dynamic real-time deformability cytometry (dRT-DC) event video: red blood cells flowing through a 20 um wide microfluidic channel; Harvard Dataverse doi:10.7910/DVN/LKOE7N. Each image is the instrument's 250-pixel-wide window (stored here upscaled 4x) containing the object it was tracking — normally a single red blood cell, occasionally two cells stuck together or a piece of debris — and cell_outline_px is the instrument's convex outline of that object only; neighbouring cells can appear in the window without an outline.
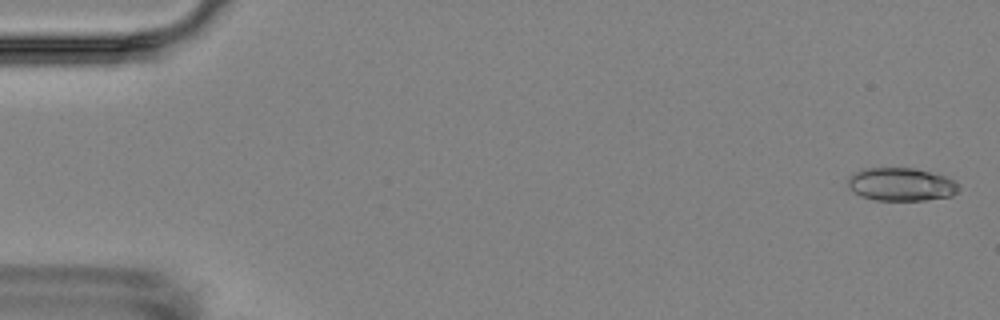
{"species": "Egyptian fruit bat (a non-hibernating species)", "species_latin": "Rousettus aegyptiacus", "temperature_condition": "room temperature", "stored_images_in_passage": 17, "camera_frame_rate_fps": 3000, "um_per_image_px": 0.085, "animal": {"sex": "female"}, "frame": {"image": 1, "passage_image": 1, "time_ms": 0.0, "image_size_px": [1000, 320], "cell_outline_px": [[960, 188], [952, 196], [924, 200], [876, 200], [860, 196], [848, 184], [848, 176], [860, 168], [916, 168], [944, 176], [952, 180]], "centroid_in_image_um": [76.57, 15.66], "position_along_channel_um": 8.4, "area_um2": 21.27}}
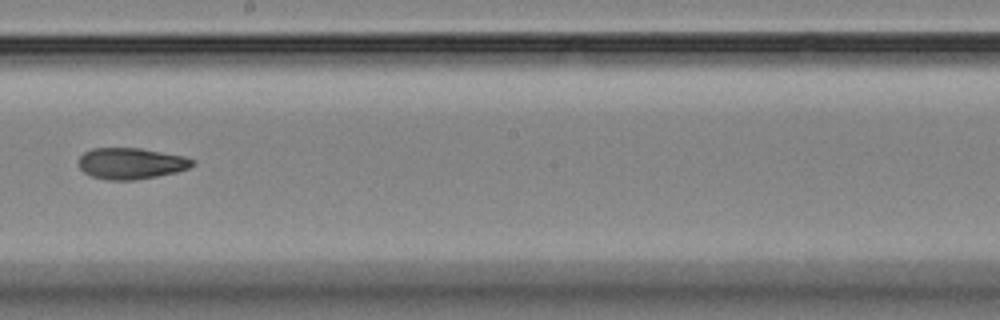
{"frame": {"image": 2, "passage_image": 10, "time_ms": 10.333, "image_size_px": [1000, 320], "cell_outline_px": [[196, 164], [188, 168], [176, 172], [156, 176], [132, 180], [108, 180], [92, 176], [84, 172], [80, 168], [80, 156], [84, 152], [92, 148], [140, 148], [184, 156], [196, 160]], "centroid_in_image_um": [11.16, 13.88], "position_along_channel_um": 237.0, "area_um2": 20.63}}
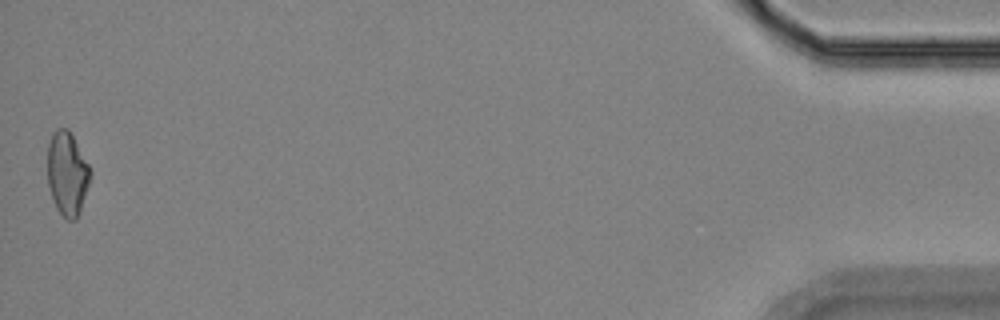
{"frame": {"image": 3, "passage_image": 17, "time_ms": 18.333, "image_size_px": [1000, 320], "cell_outline_px": [[92, 172], [80, 212], [76, 220], [68, 220], [56, 208], [52, 200], [48, 184], [48, 144], [52, 132], [56, 128], [68, 128], [88, 164]], "centroid_in_image_um": [5.7, 14.75], "position_along_channel_um": 429.5, "area_um2": 20.81}, "authors_computed_cell_mechanics": {"area_um2": 20.808, "velocity_mm_per_s": 3.5353, "shape_relaxation_time_tau1_ms": null, "shape_relaxation_time_tau2_ms": 2.0566, "deformation_change_tau1": null, "deformation_change_tau2": 0.0787}}